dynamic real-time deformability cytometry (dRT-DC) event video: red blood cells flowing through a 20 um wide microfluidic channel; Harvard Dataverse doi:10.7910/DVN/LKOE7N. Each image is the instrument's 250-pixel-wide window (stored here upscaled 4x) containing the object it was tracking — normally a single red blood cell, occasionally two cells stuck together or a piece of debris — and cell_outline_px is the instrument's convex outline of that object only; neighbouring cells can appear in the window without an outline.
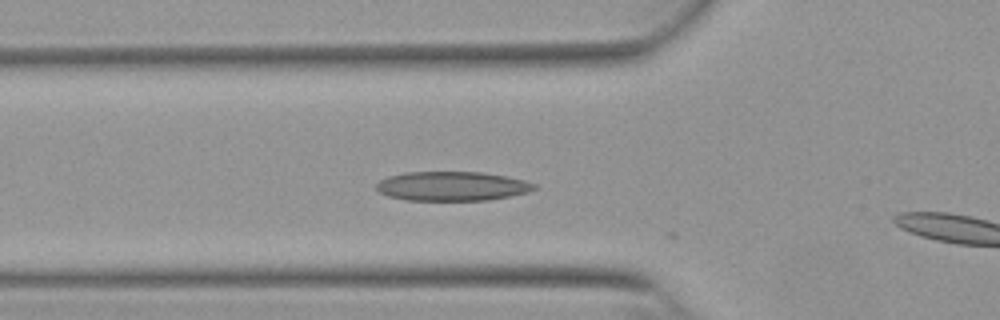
{"species": "Egyptian fruit bat (a non-hibernating species)", "species_latin": "Rousettus aegyptiacus", "temperature_condition": "warm", "stored_images_in_passage": 28, "camera_frame_rate_fps": 3000, "um_per_image_px": 0.085, "animal": {"sex": "female"}, "frame": {"image": 1, "passage_image": 3, "time_ms": 0.667, "image_size_px": [1000, 320], "cell_outline_px": [[536, 188], [528, 192], [512, 196], [488, 200], [404, 200], [388, 196], [380, 192], [376, 188], [376, 184], [380, 180], [388, 176], [404, 172], [484, 172], [524, 180], [536, 184]], "centroid_in_image_um": [38.42, 15.82], "position_along_channel_um": 87.4, "area_um2": 26.99}}
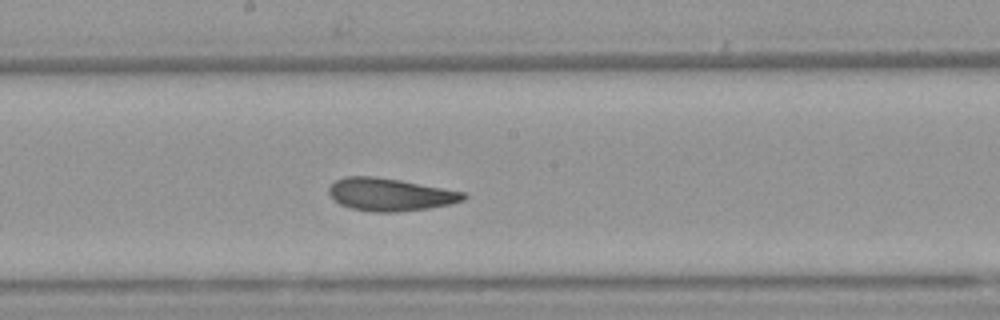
{"frame": {"image": 2, "passage_image": 13, "time_ms": 4.0, "image_size_px": [1000, 320], "cell_outline_px": [[468, 196], [464, 200], [448, 204], [428, 208], [396, 212], [368, 212], [348, 208], [340, 204], [328, 192], [328, 188], [336, 180], [344, 176], [372, 176], [400, 180], [464, 192]], "centroid_in_image_um": [33.13, 16.54], "position_along_channel_um": 215.1, "area_um2": 25.55}}
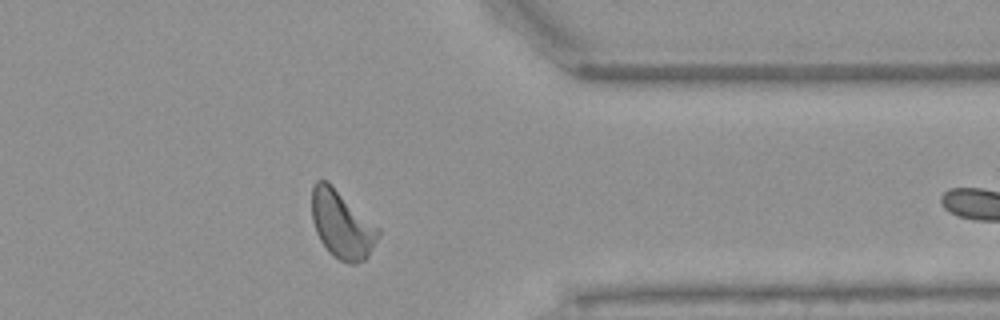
{"frame": {"image": 3, "passage_image": 27, "time_ms": 8.667, "image_size_px": [1000, 320], "cell_outline_px": [[380, 232], [368, 256], [364, 260], [356, 264], [348, 264], [332, 256], [328, 252], [320, 240], [316, 232], [312, 220], [312, 188], [316, 180], [328, 180], [380, 228]], "centroid_in_image_um": [29.05, 19.07], "position_along_channel_um": 382.4, "area_um2": 26.41}}